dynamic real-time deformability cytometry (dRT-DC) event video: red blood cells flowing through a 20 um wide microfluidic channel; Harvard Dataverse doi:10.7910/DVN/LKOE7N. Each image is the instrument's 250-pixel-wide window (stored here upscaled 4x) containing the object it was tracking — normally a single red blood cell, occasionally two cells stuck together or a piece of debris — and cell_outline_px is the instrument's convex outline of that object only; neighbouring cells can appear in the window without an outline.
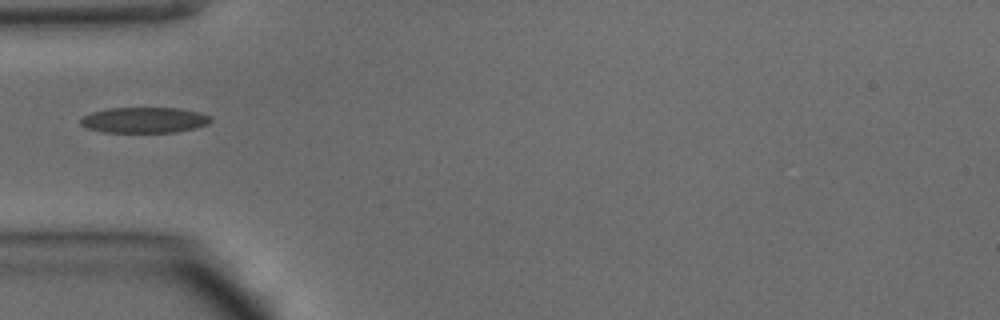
{"species": "common noctule bat (a hibernating species)", "species_latin": "Nyctalus noctula", "temperature_condition": "warm", "stored_images_in_passage": 6, "camera_frame_rate_fps": 3000, "um_per_image_px": 0.085, "animal": {"sex": "male", "body_mass_g": 15.6}, "frame": {"image": 1, "passage_image": 1, "time_ms": 0.0, "image_size_px": [1000, 320], "cell_outline_px": [[212, 120], [208, 124], [196, 128], [176, 132], [104, 132], [84, 128], [80, 124], [80, 120], [84, 116], [92, 112], [108, 108], [180, 108], [200, 112], [212, 116]], "centroid_in_image_um": [12.29, 10.2], "position_along_channel_um": 72.7, "area_um2": 19.65}}